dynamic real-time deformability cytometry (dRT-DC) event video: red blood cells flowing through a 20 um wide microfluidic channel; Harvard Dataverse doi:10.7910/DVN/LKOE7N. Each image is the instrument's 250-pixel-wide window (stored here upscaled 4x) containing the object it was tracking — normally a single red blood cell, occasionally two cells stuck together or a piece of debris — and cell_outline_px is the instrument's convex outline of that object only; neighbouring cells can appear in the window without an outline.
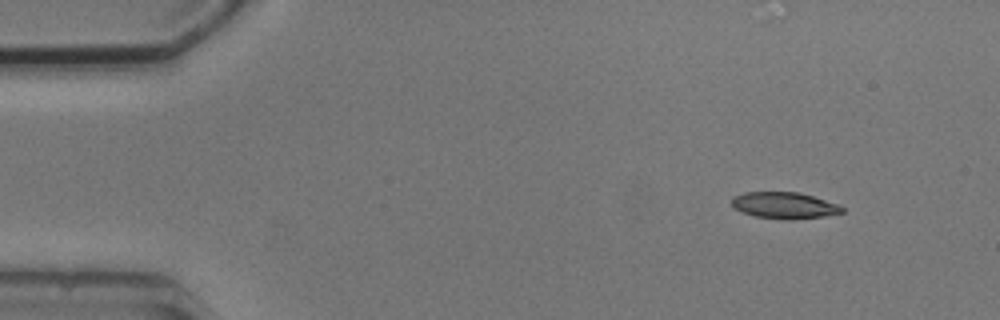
{"species": "common noctule bat (a hibernating species)", "species_latin": "Nyctalus noctula", "temperature_condition": "cold", "stored_images_in_passage": 6, "camera_frame_rate_fps": 3000, "um_per_image_px": 0.085, "animal": {"sex": "male", "body_mass_g": 20.5, "forearm_length_mm": 52.5}, "frame": {"image": 1, "passage_image": 1, "time_ms": 0.0, "image_size_px": [1000, 320], "cell_outline_px": [[844, 212], [824, 216], [792, 220], [784, 220], [756, 216], [744, 212], [736, 208], [732, 204], [732, 196], [744, 192], [800, 192], [836, 204], [844, 208]], "centroid_in_image_um": [66.66, 17.46], "position_along_channel_um": 18.3, "area_um2": 16.88}}
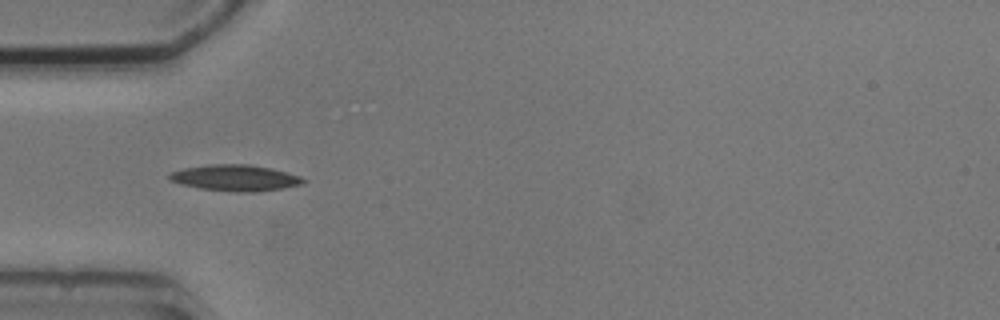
{"frame": {"image": 2, "passage_image": 4, "time_ms": 3.667, "image_size_px": [1000, 320], "cell_outline_px": [[308, 180], [304, 184], [256, 192], [236, 192], [200, 188], [180, 184], [168, 180], [168, 172], [184, 168], [208, 164], [248, 164], [288, 172], [300, 176]], "centroid_in_image_um": [19.97, 15.11], "position_along_channel_um": 65.0, "area_um2": 20.52}}
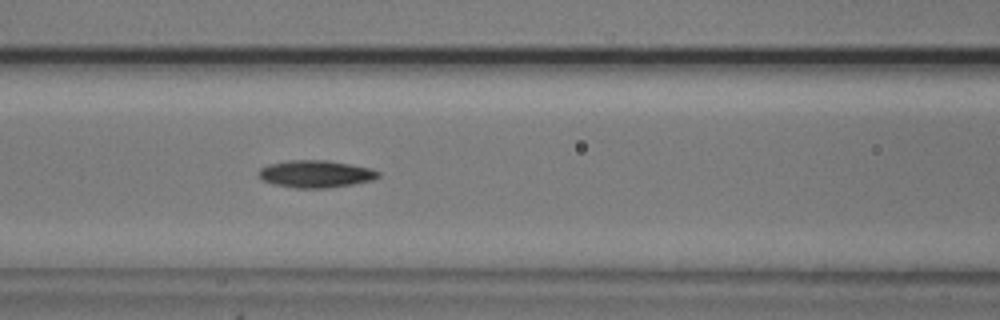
{"frame": {"image": 3, "passage_image": 6, "time_ms": 5.667, "image_size_px": [1000, 320], "cell_outline_px": [[380, 176], [372, 180], [352, 184], [324, 188], [296, 188], [272, 184], [264, 180], [260, 176], [260, 168], [268, 164], [288, 160], [328, 160], [372, 168], [380, 172]], "centroid_in_image_um": [26.85, 14.77], "position_along_channel_um": 139.7, "area_um2": 18.96}}